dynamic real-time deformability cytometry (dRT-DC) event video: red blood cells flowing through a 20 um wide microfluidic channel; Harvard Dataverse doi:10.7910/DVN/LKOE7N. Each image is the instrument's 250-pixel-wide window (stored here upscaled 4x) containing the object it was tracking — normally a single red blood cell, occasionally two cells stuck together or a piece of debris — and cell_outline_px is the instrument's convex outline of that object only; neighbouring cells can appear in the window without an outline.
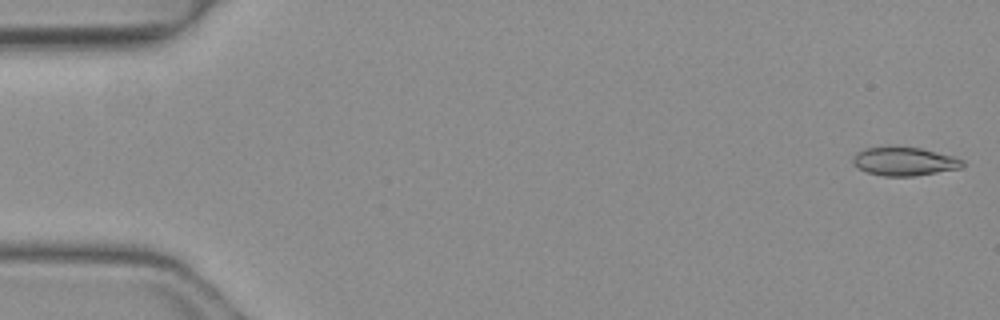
{"species": "common noctule bat (a hibernating species)", "species_latin": "Nyctalus noctula", "temperature_condition": "warm", "stored_images_in_passage": 49, "camera_frame_rate_fps": 3000, "um_per_image_px": 0.085, "animal": {"sex": "female", "body_mass_g": 19.3, "forearm_length_mm": 54.1}, "frame": {"image": 1, "passage_image": 1, "time_ms": 0.0, "image_size_px": [1000, 320], "cell_outline_px": [[964, 168], [912, 176], [884, 176], [868, 172], [856, 168], [852, 164], [852, 160], [856, 152], [864, 148], [920, 148], [952, 156], [964, 160]], "centroid_in_image_um": [76.87, 13.74], "position_along_channel_um": 8.1, "area_um2": 17.98}}
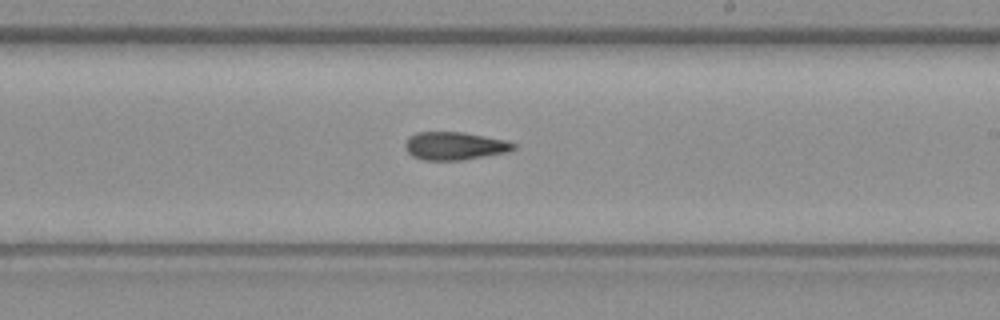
{"frame": {"image": 2, "passage_image": 29, "time_ms": 9.333, "image_size_px": [1000, 320], "cell_outline_px": [[516, 148], [508, 152], [460, 160], [424, 160], [412, 156], [404, 148], [404, 144], [408, 136], [416, 132], [464, 132], [508, 140], [516, 144]], "centroid_in_image_um": [38.64, 12.39], "position_along_channel_um": 250.4, "area_um2": 17.86}}
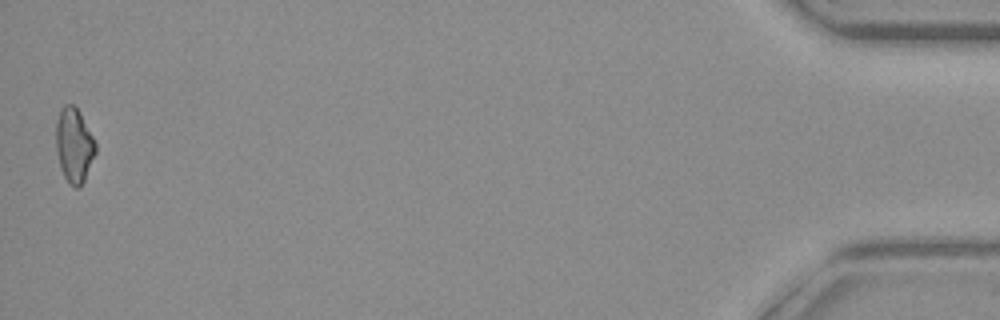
{"frame": {"image": 3, "passage_image": 49, "time_ms": 16.0, "image_size_px": [1000, 320], "cell_outline_px": [[96, 152], [84, 180], [80, 188], [76, 188], [68, 184], [60, 168], [56, 152], [56, 120], [64, 104], [72, 104], [80, 112], [96, 144]], "centroid_in_image_um": [6.28, 12.37], "position_along_channel_um": 428.9, "area_um2": 17.17}, "authors_computed_cell_mechanics": {"area_um2": 17.8602, "velocity_mm_per_s": 4.1615, "shape_relaxation_time_tau1_ms": null, "shape_relaxation_time_tau2_ms": 4.1829, "deformation_change_tau1": null, "deformation_change_tau2": 0.1369}}